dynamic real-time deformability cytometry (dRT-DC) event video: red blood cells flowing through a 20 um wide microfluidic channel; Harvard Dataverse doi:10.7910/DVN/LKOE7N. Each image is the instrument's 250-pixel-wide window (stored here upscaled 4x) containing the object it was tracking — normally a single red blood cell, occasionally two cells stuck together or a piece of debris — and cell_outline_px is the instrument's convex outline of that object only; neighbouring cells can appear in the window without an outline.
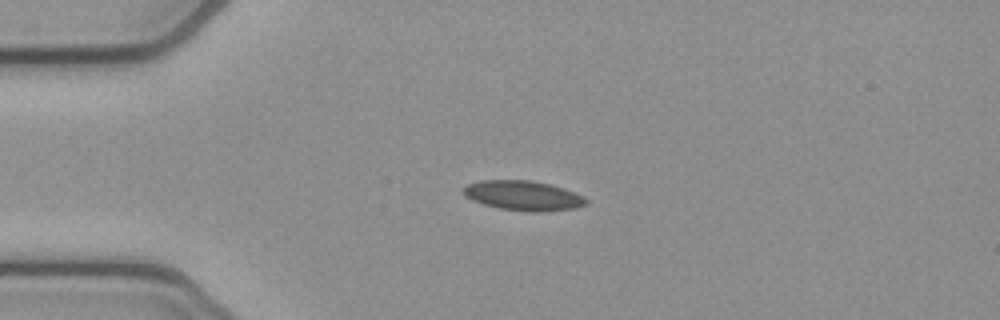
{"species": "common noctule bat (a hibernating species)", "species_latin": "Nyctalus noctula", "temperature_condition": "cold", "stored_images_in_passage": 41, "camera_frame_rate_fps": 3000, "um_per_image_px": 0.085, "animal": {"sex": "female", "body_mass_g": 21.9}, "frame": {"image": 1, "passage_image": 1, "time_ms": 0.0, "image_size_px": [1000, 320], "cell_outline_px": [[588, 204], [576, 208], [544, 212], [532, 212], [500, 208], [484, 204], [472, 200], [464, 196], [464, 188], [468, 184], [480, 180], [532, 180], [564, 188], [584, 196], [588, 200]], "centroid_in_image_um": [44.51, 16.63], "position_along_channel_um": 40.5, "area_um2": 21.33}}
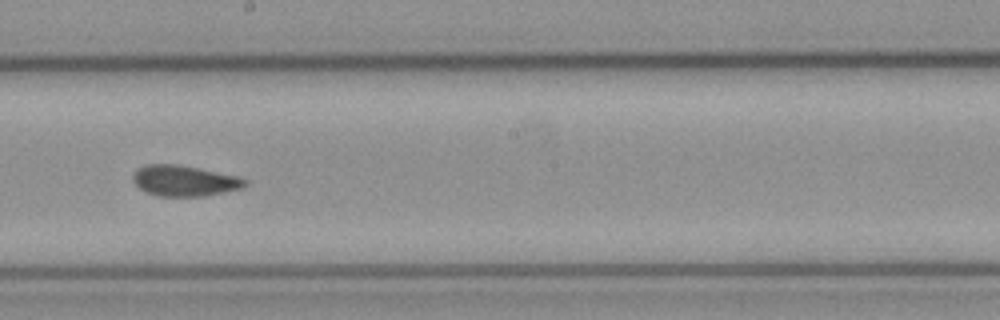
{"frame": {"image": 2, "passage_image": 18, "time_ms": 5.667, "image_size_px": [1000, 320], "cell_outline_px": [[248, 184], [244, 188], [204, 196], [156, 196], [144, 192], [132, 180], [132, 176], [136, 168], [144, 164], [176, 164], [200, 168], [240, 176], [248, 180]], "centroid_in_image_um": [15.68, 15.36], "position_along_channel_um": 232.5, "area_um2": 20.52}}
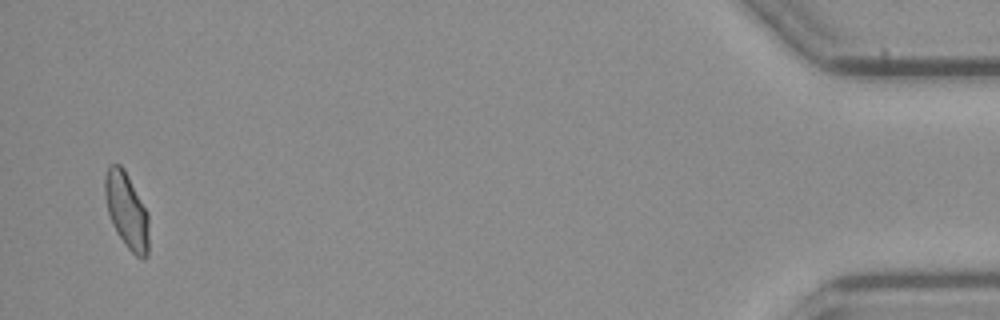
{"frame": {"image": 3, "passage_image": 40, "time_ms": 13.0, "image_size_px": [1000, 320], "cell_outline_px": [[148, 256], [144, 260], [140, 260], [124, 244], [116, 232], [112, 224], [108, 212], [104, 192], [104, 180], [108, 168], [112, 164], [120, 164], [124, 168], [148, 212]], "centroid_in_image_um": [10.78, 17.93], "position_along_channel_um": 424.4, "area_um2": 19.54}, "authors_computed_cell_mechanics": {"area_um2": 20.0566, "velocity_mm_per_s": 3.8482, "shape_relaxation_time_tau1_ms": null, "shape_relaxation_time_tau2_ms": 2.169, "deformation_change_tau1": null, "deformation_change_tau2": 0.0691}}